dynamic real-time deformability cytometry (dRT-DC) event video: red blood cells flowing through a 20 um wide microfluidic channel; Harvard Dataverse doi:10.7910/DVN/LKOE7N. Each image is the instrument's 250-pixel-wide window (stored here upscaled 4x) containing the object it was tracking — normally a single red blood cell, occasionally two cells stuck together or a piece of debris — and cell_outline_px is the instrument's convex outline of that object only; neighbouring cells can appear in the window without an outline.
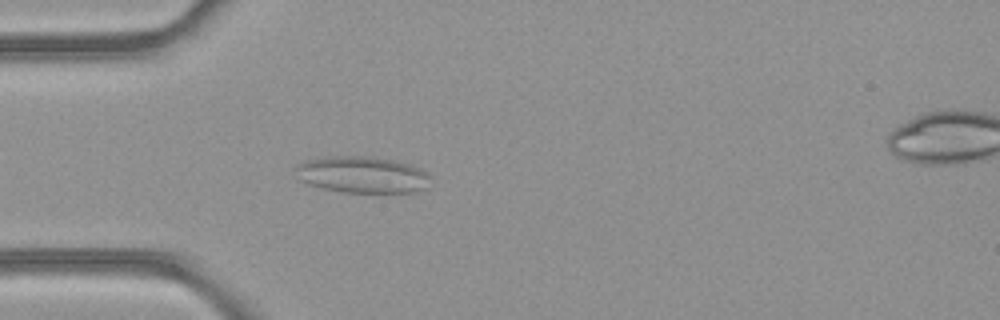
{"species": "common noctule bat (a hibernating species)", "species_latin": "Nyctalus noctula", "temperature_condition": "room temperature", "stored_images_in_passage": 38, "camera_frame_rate_fps": 3000, "um_per_image_px": 0.085, "animal": {"sex": "female", "body_mass_g": 21.9}, "frame": {"image": 1, "passage_image": 8, "time_ms": 2.333, "image_size_px": [1000, 320], "cell_outline_px": [[432, 176], [428, 188], [416, 192], [340, 192], [308, 184], [300, 180], [296, 168], [296, 164], [304, 160], [324, 156], [368, 156], [392, 160], [408, 164], [420, 168], [428, 172]], "centroid_in_image_um": [30.82, 14.84], "position_along_channel_um": 54.2, "area_um2": 29.02}}
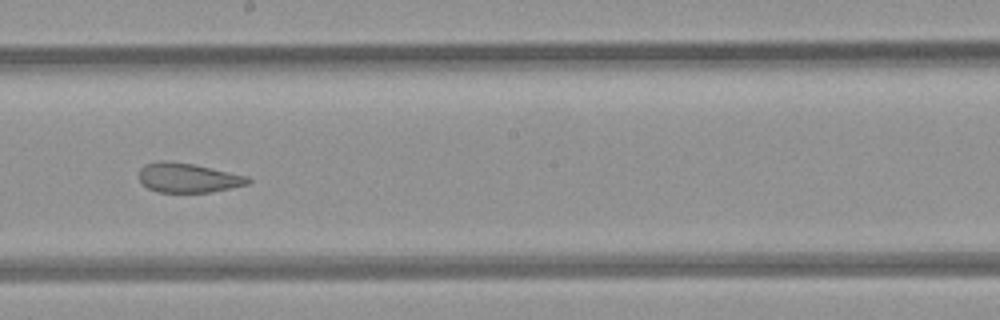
{"frame": {"image": 2, "passage_image": 21, "time_ms": 6.667, "image_size_px": [1000, 320], "cell_outline_px": [[252, 180], [248, 184], [208, 192], [156, 192], [148, 188], [140, 180], [140, 168], [144, 164], [156, 160], [168, 160], [192, 164], [248, 176]], "centroid_in_image_um": [15.94, 15.1], "position_along_channel_um": 232.3, "area_um2": 18.61}}
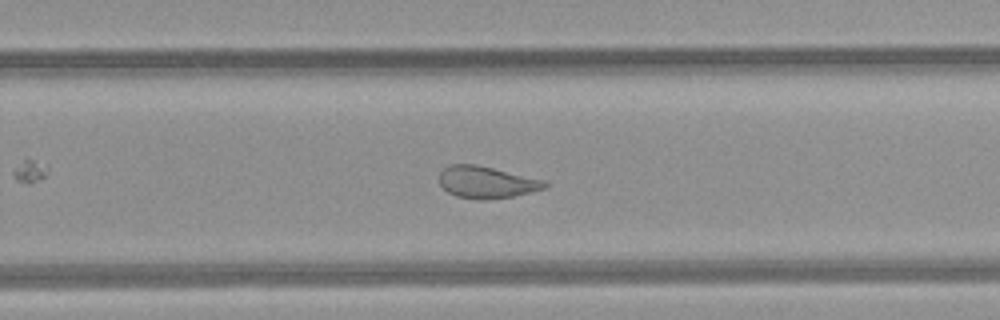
{"frame": {"image": 3, "passage_image": 25, "time_ms": 8.0, "image_size_px": [1000, 320], "cell_outline_px": [[548, 184], [544, 188], [512, 196], [488, 200], [476, 200], [456, 196], [448, 192], [440, 184], [440, 172], [448, 164], [476, 164], [544, 180]], "centroid_in_image_um": [41.31, 15.49], "position_along_channel_um": 288.5, "area_um2": 19.48}, "authors_computed_cell_mechanics": {"area_um2": 20.2589, "velocity_mm_per_s": 4.2442, "shape_relaxation_time_tau1_ms": null, "shape_relaxation_time_tau2_ms": 1.7079, "deformation_change_tau1": null, "deformation_change_tau2": 0.0927}}